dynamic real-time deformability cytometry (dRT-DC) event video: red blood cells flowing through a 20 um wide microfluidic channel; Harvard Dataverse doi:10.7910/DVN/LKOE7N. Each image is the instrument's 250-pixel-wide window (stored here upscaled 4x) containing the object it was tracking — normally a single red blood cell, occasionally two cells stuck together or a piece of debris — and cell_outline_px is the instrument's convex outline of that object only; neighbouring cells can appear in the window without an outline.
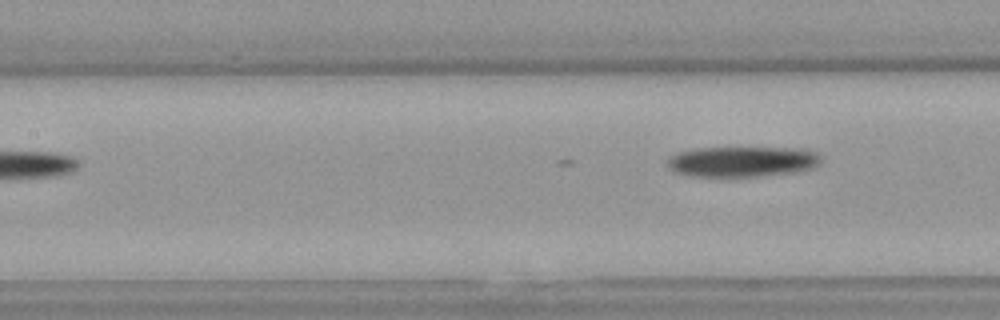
{"species": "Egyptian fruit bat (a non-hibernating species)", "species_latin": "Rousettus aegyptiacus", "temperature_condition": "warm", "stored_images_in_passage": 5, "camera_frame_rate_fps": 3000, "um_per_image_px": 0.085, "animal": {"sex": "female"}, "frame": {"image": 1, "passage_image": 5, "time_ms": 1.333, "image_size_px": [1000, 320], "cell_outline_px": [[820, 164], [816, 168], [800, 172], [760, 176], [688, 176], [672, 172], [664, 164], [664, 160], [668, 156], [676, 152], [696, 148], [796, 148], [816, 152], [820, 156]], "centroid_in_image_um": [63.03, 13.74], "position_along_channel_um": 144.4, "area_um2": 27.92}}